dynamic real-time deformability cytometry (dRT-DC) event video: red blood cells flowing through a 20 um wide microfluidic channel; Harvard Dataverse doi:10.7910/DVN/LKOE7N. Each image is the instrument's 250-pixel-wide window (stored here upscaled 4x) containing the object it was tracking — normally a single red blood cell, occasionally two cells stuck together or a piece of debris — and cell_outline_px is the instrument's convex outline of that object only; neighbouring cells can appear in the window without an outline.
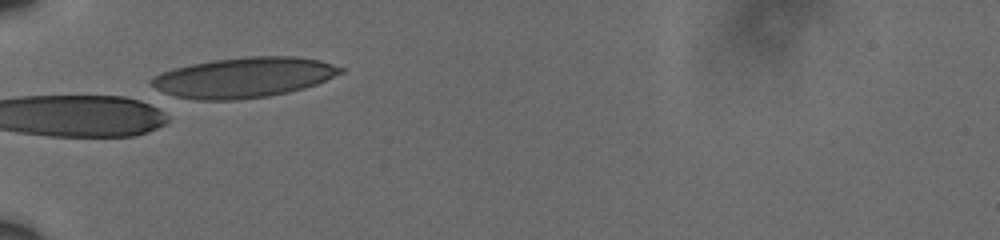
{"species": "human", "species_latin": "Homo sapiens", "temperature_condition": "cold", "stored_images_in_passage": 25, "camera_frame_rate_fps": 3000, "um_per_image_px": 0.085, "donor": {"sex": "male"}, "frame": {"image": 1, "passage_image": 1, "time_ms": 0.0, "image_size_px": [1000, 240], "cell_outline_px": [[344, 72], [316, 84], [304, 88], [288, 92], [268, 96], [236, 100], [196, 100], [176, 96], [164, 92], [156, 88], [148, 80], [152, 76], [160, 72], [172, 68], [212, 60], [248, 56], [292, 56], [320, 60], [344, 68]], "centroid_in_image_um": [20.71, 6.58], "position_along_channel_um": 64.3, "area_um2": 44.33}}